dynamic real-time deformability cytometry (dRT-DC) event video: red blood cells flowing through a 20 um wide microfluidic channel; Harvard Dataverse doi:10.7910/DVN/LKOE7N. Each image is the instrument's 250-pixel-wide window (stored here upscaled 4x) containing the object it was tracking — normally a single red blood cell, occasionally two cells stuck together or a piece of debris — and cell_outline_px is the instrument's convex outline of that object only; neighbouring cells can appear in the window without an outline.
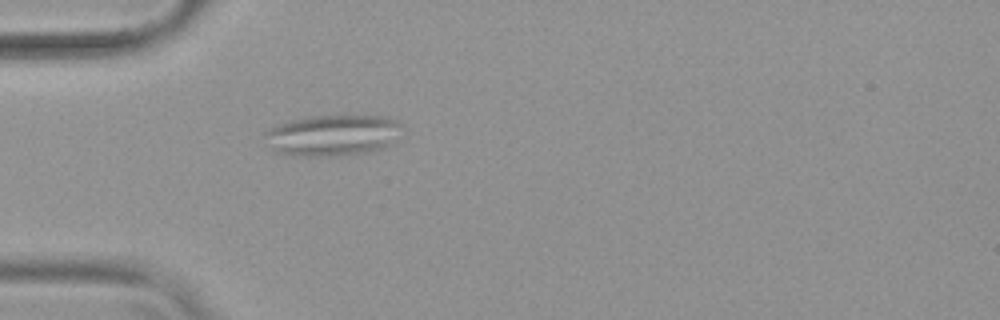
{"species": "common noctule bat (a hibernating species)", "species_latin": "Nyctalus noctula", "temperature_condition": "warm", "stored_images_in_passage": 39, "camera_frame_rate_fps": 3000, "um_per_image_px": 0.085, "animal": {"sex": "female", "body_mass_g": 19.9}, "frame": {"image": 1, "passage_image": 1, "time_ms": 0.0, "image_size_px": [1000, 320], "cell_outline_px": [[400, 124], [392, 144], [368, 152], [340, 156], [296, 156], [272, 152], [268, 132], [272, 128], [288, 120], [304, 116], [340, 112], [344, 112], [384, 116], [396, 120]], "centroid_in_image_um": [28.3, 11.44], "position_along_channel_um": 56.7, "area_um2": 33.64}}
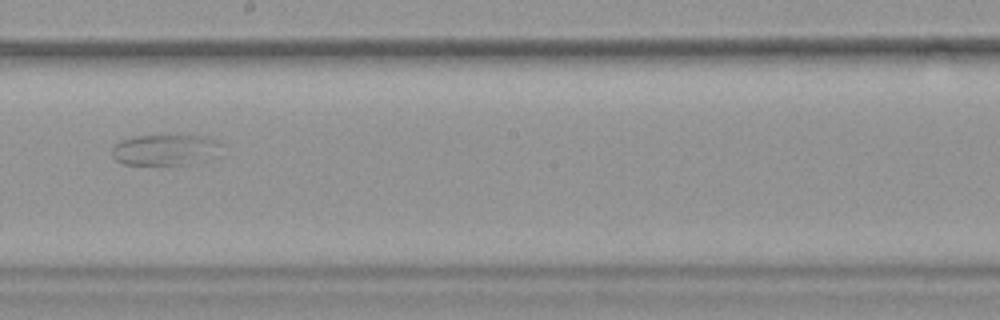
{"frame": {"image": 2, "passage_image": 16, "time_ms": 5.0, "image_size_px": [1000, 320], "cell_outline_px": [[228, 144], [188, 164], [124, 164], [116, 160], [112, 156], [112, 148], [120, 140], [132, 136], [208, 136], [220, 140]], "centroid_in_image_um": [13.97, 12.7], "position_along_channel_um": 234.2, "area_um2": 19.13}}
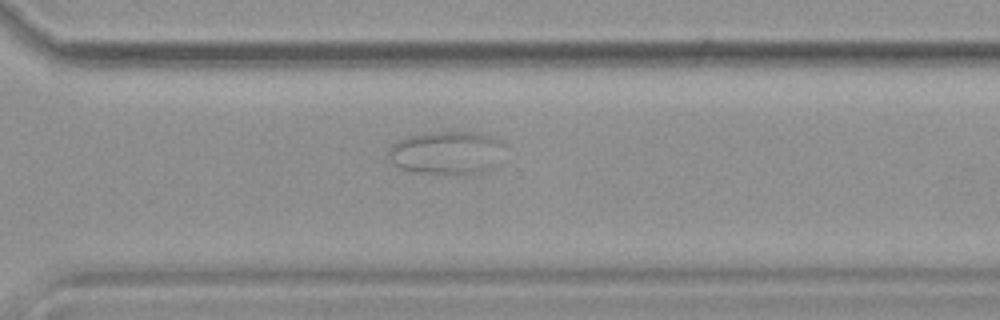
{"frame": {"image": 3, "passage_image": 24, "time_ms": 7.667, "image_size_px": [1000, 320], "cell_outline_px": [[504, 144], [500, 164], [480, 172], [456, 176], [408, 172], [392, 164], [388, 156], [388, 148], [392, 144], [408, 136], [432, 132], [476, 132], [488, 136]], "centroid_in_image_um": [37.94, 13.03], "position_along_channel_um": 332.7, "area_um2": 29.88}}